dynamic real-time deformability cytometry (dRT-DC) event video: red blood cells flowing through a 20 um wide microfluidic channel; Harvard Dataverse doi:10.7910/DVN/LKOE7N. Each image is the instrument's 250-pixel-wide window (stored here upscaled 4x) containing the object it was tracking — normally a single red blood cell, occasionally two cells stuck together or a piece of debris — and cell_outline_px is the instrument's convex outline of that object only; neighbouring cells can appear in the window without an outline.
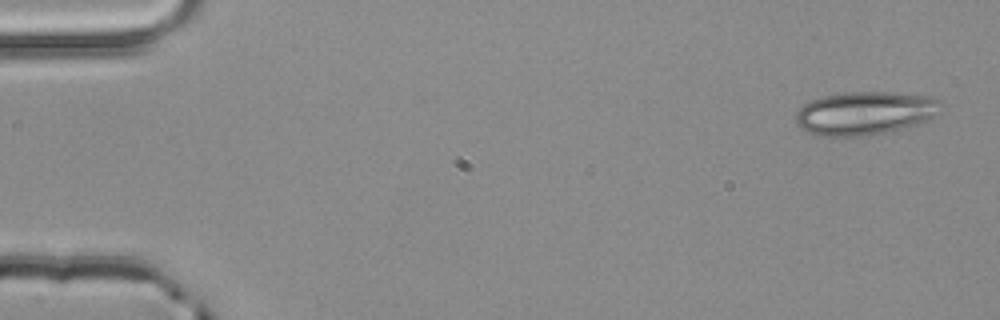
{"species": "common noctule bat (a hibernating species)", "species_latin": "Nyctalus noctula", "temperature_condition": "room temperature", "stored_images_in_passage": 4, "camera_frame_rate_fps": 3000, "um_per_image_px": 0.085, "animal": {"sex": "male", "body_mass_g": 20.4}, "frame": {"image": 1, "passage_image": 1, "time_ms": 0.0, "image_size_px": [1000, 320], "cell_outline_px": [[944, 104], [940, 112], [928, 120], [916, 124], [884, 132], [860, 136], [820, 136], [804, 132], [796, 124], [796, 112], [804, 104], [812, 100], [824, 96], [844, 92], [888, 92], [932, 96], [940, 100]], "centroid_in_image_um": [73.53, 9.61], "position_along_channel_um": 11.5, "area_um2": 36.82}}